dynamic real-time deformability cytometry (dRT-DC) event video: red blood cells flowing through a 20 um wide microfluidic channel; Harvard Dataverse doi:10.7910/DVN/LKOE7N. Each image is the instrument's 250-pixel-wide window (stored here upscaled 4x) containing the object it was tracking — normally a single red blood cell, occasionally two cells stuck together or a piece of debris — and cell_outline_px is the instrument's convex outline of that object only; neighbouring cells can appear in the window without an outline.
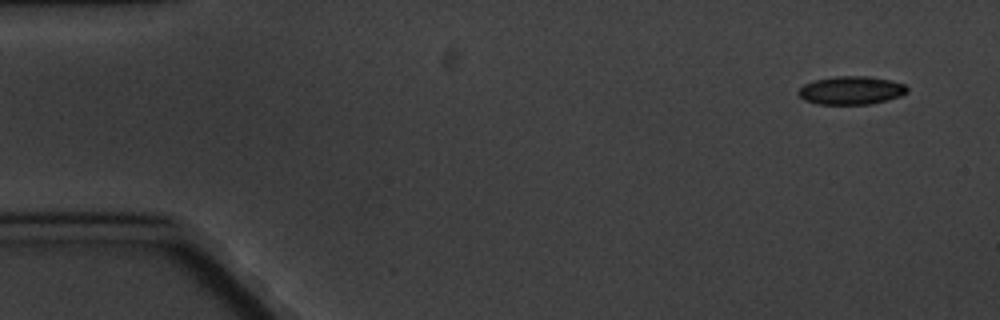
{"species": "common noctule bat (a hibernating species)", "species_latin": "Nyctalus noctula", "temperature_condition": "cold", "stored_images_in_passage": 5, "camera_frame_rate_fps": 3000, "um_per_image_px": 0.085, "animal": {"sex": "male", "body_mass_g": 20.1, "forearm_length_mm": 53.5}, "frame": {"image": 1, "passage_image": 1, "time_ms": 0.0, "image_size_px": [1000, 320], "cell_outline_px": [[908, 92], [900, 96], [888, 100], [872, 104], [816, 104], [804, 100], [796, 92], [804, 84], [816, 80], [836, 76], [868, 76], [888, 80], [904, 84], [908, 88]], "centroid_in_image_um": [72.35, 7.69], "position_along_channel_um": 12.7, "area_um2": 17.92}}
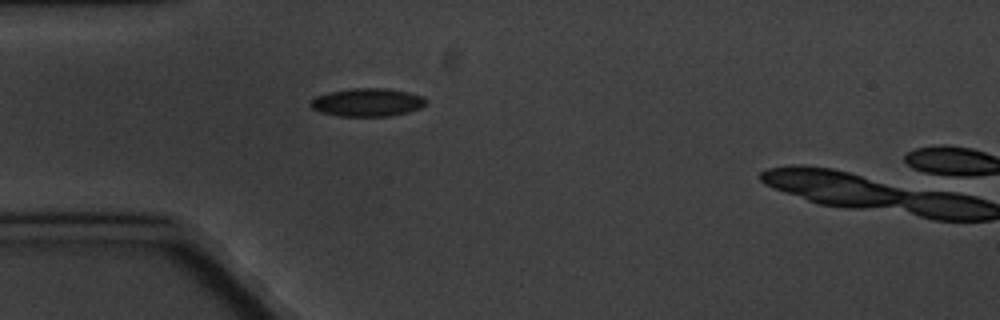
{"frame": {"image": 2, "passage_image": 4, "time_ms": 4.333, "image_size_px": [1000, 320], "cell_outline_px": [[424, 104], [420, 108], [408, 112], [392, 116], [340, 116], [320, 112], [312, 108], [308, 104], [316, 96], [328, 92], [352, 88], [384, 88], [408, 92], [424, 96]], "centroid_in_image_um": [31.2, 8.7], "position_along_channel_um": 53.8, "area_um2": 18.9}}